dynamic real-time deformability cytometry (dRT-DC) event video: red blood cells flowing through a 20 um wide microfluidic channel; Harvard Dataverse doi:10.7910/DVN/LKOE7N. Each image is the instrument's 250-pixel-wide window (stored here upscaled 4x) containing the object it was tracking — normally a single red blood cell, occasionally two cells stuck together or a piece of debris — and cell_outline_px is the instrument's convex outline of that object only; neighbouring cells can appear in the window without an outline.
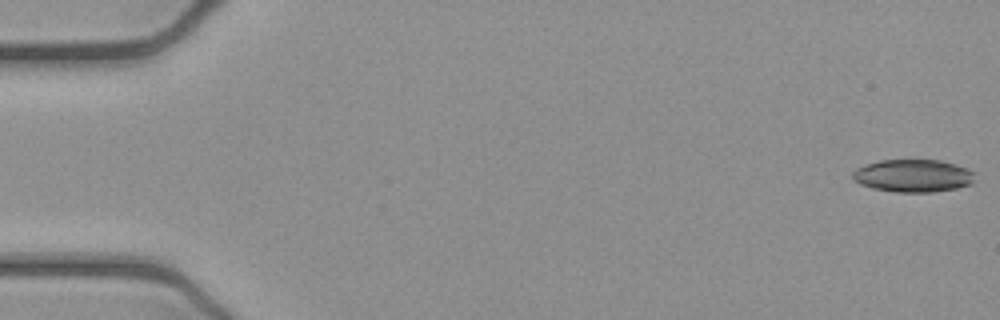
{"species": "common noctule bat (a hibernating species)", "species_latin": "Nyctalus noctula", "temperature_condition": "cold", "stored_images_in_passage": 52, "camera_frame_rate_fps": 3000, "um_per_image_px": 0.085, "animal": {"sex": "female", "body_mass_g": 21.9}, "frame": {"image": 1, "passage_image": 1, "time_ms": 0.0, "image_size_px": [1000, 320], "cell_outline_px": [[972, 184], [956, 188], [932, 192], [896, 192], [872, 188], [860, 184], [852, 176], [852, 172], [856, 168], [880, 160], [912, 156], [940, 160], [968, 168], [972, 172]], "centroid_in_image_um": [77.59, 14.88], "position_along_channel_um": 7.4, "area_um2": 23.93}}
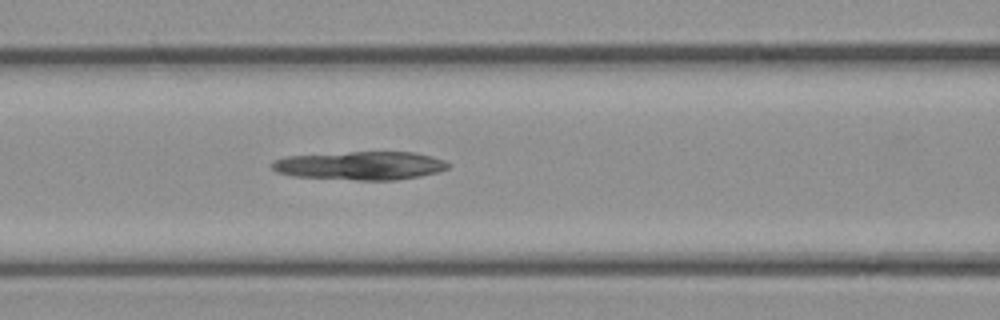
{"frame": {"image": 2, "passage_image": 22, "time_ms": 7.0, "image_size_px": [1000, 320], "cell_outline_px": [[452, 164], [448, 168], [436, 172], [420, 176], [396, 180], [356, 180], [292, 176], [276, 172], [268, 164], [272, 160], [284, 156], [348, 152], [416, 152], [432, 156], [444, 160]], "centroid_in_image_um": [30.59, 14.07], "position_along_channel_um": 136.0, "area_um2": 29.54}}
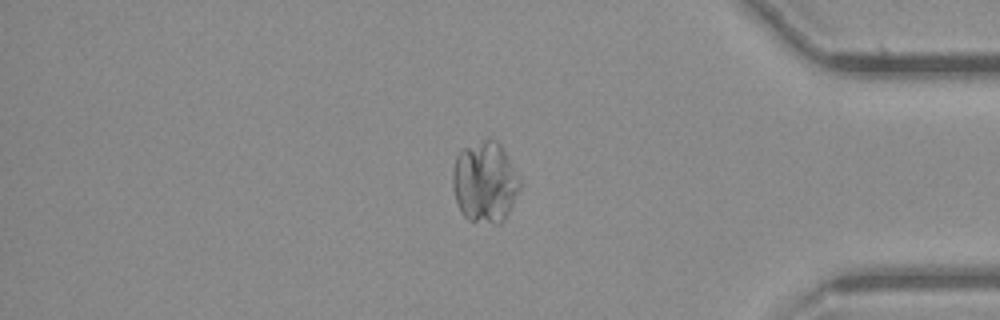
{"frame": {"image": 3, "passage_image": 44, "time_ms": 14.333, "image_size_px": [1000, 320], "cell_outline_px": [[520, 188], [504, 220], [500, 224], [492, 224], [468, 220], [460, 212], [456, 204], [452, 188], [452, 172], [456, 156], [460, 148], [488, 136], [496, 140], [500, 144], [508, 156], [520, 176]], "centroid_in_image_um": [41.19, 15.44], "position_along_channel_um": 394.0, "area_um2": 32.6}}